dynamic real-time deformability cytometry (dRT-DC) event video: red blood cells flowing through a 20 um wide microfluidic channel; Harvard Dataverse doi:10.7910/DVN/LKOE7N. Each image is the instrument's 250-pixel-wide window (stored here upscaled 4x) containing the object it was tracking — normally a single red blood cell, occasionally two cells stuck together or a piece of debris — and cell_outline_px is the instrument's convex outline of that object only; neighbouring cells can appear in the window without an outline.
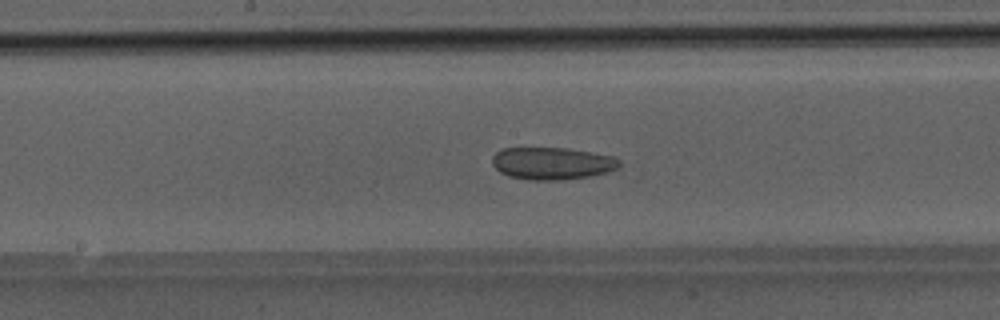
{"species": "Egyptian fruit bat (a non-hibernating species)", "species_latin": "Rousettus aegyptiacus", "temperature_condition": "room temperature", "stored_images_in_passage": 47, "camera_frame_rate_fps": 3000, "um_per_image_px": 0.085, "animal": {"sex": "male"}, "frame": {"image": 1, "passage_image": 24, "time_ms": 7.667, "image_size_px": [1000, 320], "cell_outline_px": [[620, 164], [616, 168], [608, 172], [592, 176], [564, 180], [528, 180], [508, 176], [500, 172], [492, 164], [492, 156], [496, 152], [504, 148], [568, 148], [612, 156], [620, 160]], "centroid_in_image_um": [46.92, 13.89], "position_along_channel_um": 201.3, "area_um2": 24.04}}
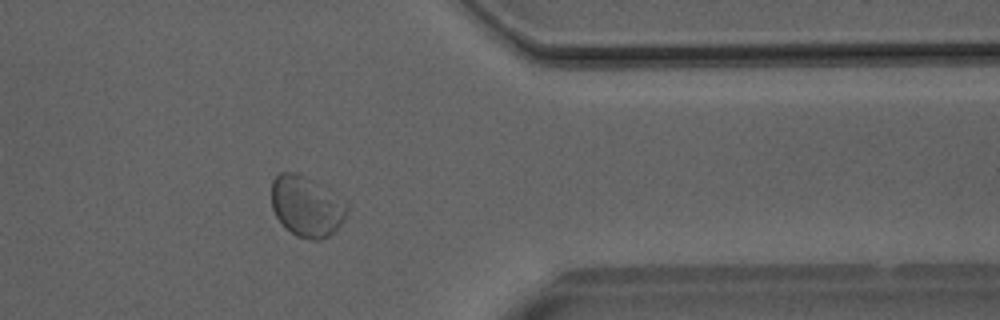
{"frame": {"image": 2, "passage_image": 38, "time_ms": 12.333, "image_size_px": [1000, 320], "cell_outline_px": [[348, 216], [328, 236], [320, 240], [312, 240], [296, 236], [276, 216], [272, 208], [272, 180], [280, 172], [296, 172], [328, 188], [348, 204]], "centroid_in_image_um": [26.08, 17.52], "position_along_channel_um": 385.3, "area_um2": 26.59}}
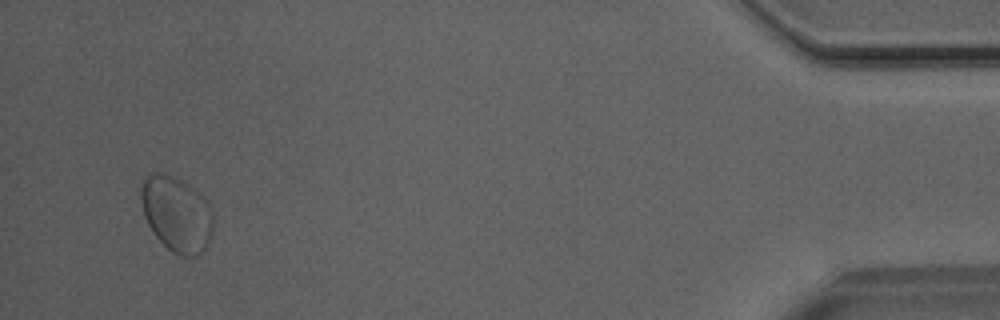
{"frame": {"image": 3, "passage_image": 45, "time_ms": 14.667, "image_size_px": [1000, 320], "cell_outline_px": [[212, 236], [208, 248], [196, 256], [180, 256], [172, 252], [152, 232], [144, 216], [140, 200], [140, 180], [144, 176], [152, 172], [156, 172], [180, 180], [188, 184], [212, 208]], "centroid_in_image_um": [14.98, 18.21], "position_along_channel_um": 420.2, "area_um2": 31.85}}